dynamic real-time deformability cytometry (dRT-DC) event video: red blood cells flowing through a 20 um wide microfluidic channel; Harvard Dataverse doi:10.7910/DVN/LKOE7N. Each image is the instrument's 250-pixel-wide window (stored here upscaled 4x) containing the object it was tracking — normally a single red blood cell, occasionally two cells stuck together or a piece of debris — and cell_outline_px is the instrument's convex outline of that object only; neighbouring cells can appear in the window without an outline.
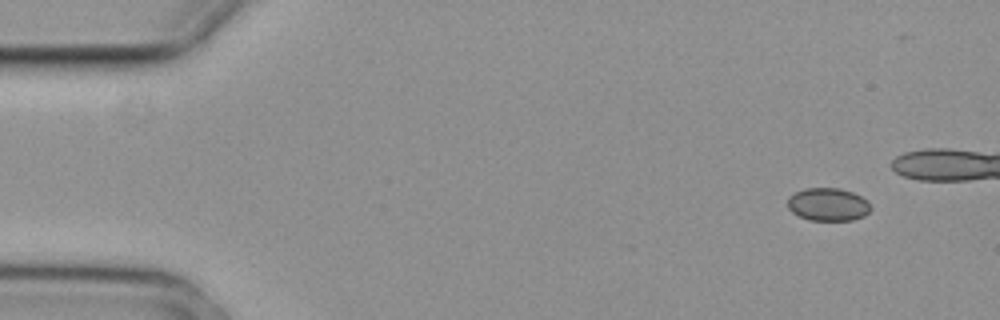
{"species": "common noctule bat (a hibernating species)", "species_latin": "Nyctalus noctula", "temperature_condition": "cold", "stored_images_in_passage": 5, "camera_frame_rate_fps": 3000, "um_per_image_px": 0.085, "animal": {"sex": "female", "body_mass_g": 29.2, "forearm_length_mm": 56.3}, "frame": {"image": 1, "passage_image": 1, "time_ms": 0.0, "image_size_px": [1000, 320], "cell_outline_px": [[872, 208], [864, 216], [852, 220], [808, 220], [792, 212], [788, 208], [788, 196], [804, 188], [840, 188], [852, 192], [868, 200]], "centroid_in_image_um": [70.39, 17.37], "position_along_channel_um": 14.6, "area_um2": 16.01}}